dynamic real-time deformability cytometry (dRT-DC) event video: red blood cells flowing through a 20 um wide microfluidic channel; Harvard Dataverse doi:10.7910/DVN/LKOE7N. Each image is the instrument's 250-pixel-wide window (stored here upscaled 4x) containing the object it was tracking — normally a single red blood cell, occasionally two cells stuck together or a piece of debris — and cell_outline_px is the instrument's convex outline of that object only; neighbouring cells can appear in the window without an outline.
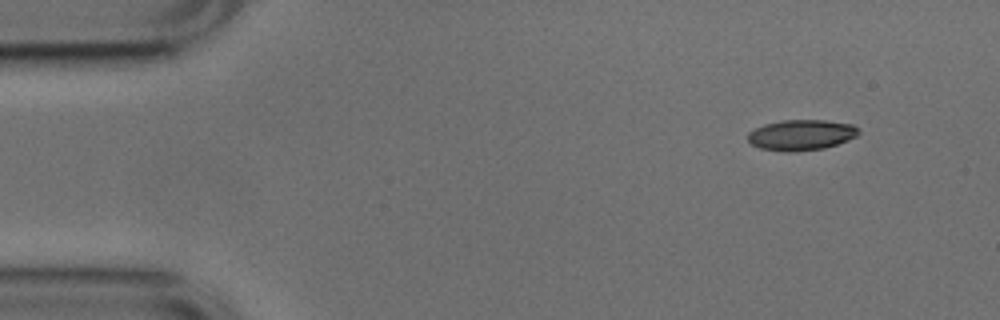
{"species": "common noctule bat (a hibernating species)", "species_latin": "Nyctalus noctula", "temperature_condition": "cold", "stored_images_in_passage": 4, "camera_frame_rate_fps": 3000, "um_per_image_px": 0.085, "animal": {"sex": "male", "body_mass_g": 17.9, "forearm_length_mm": 54.2}, "frame": {"image": 1, "passage_image": 1, "time_ms": 0.0, "image_size_px": [1000, 320], "cell_outline_px": [[860, 132], [856, 136], [848, 140], [824, 148], [784, 152], [760, 148], [752, 144], [748, 140], [748, 132], [764, 124], [780, 120], [824, 120], [852, 124]], "centroid_in_image_um": [68.08, 11.46], "position_along_channel_um": 16.9, "area_um2": 19.59}}
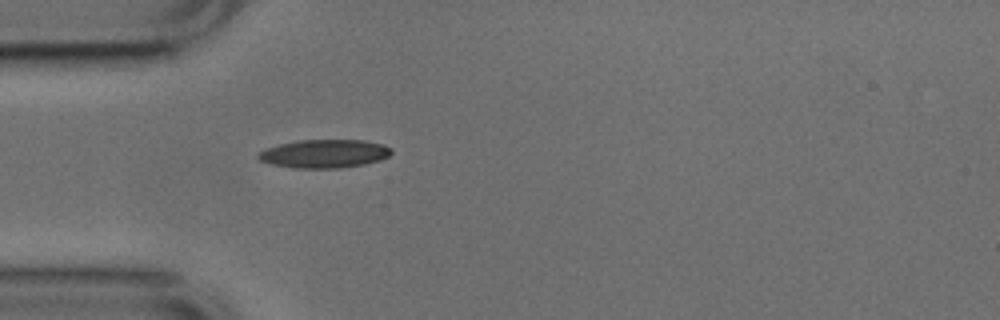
{"frame": {"image": 2, "passage_image": 4, "time_ms": 1.0, "image_size_px": [1000, 320], "cell_outline_px": [[392, 152], [388, 156], [380, 160], [364, 164], [340, 168], [292, 168], [272, 164], [260, 160], [256, 156], [256, 152], [264, 148], [280, 144], [300, 140], [364, 140], [384, 144], [392, 148]], "centroid_in_image_um": [27.55, 13.06], "position_along_channel_um": 57.4, "area_um2": 22.2}}